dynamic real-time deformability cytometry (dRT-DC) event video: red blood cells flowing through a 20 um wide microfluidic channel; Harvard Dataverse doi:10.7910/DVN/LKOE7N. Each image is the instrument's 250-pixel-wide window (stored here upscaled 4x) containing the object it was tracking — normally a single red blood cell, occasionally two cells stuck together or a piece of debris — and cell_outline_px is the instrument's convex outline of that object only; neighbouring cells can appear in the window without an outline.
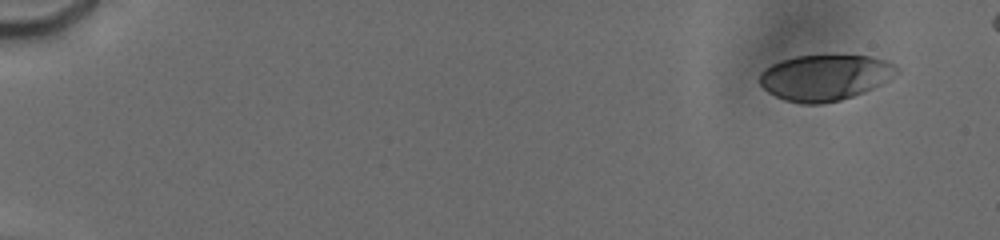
{"species": "human", "species_latin": "Homo sapiens", "temperature_condition": "cold", "stored_images_in_passage": 50, "segment_of_instrument_passage": [1, 2], "camera_frame_rate_fps": 3000, "um_per_image_px": 0.085, "donor": {"sex": "male"}, "frame": {"image": 1, "passage_image": 3, "time_ms": 1.0, "image_size_px": [1000, 240], "cell_outline_px": [[900, 72], [888, 80], [864, 92], [840, 100], [824, 104], [800, 104], [784, 100], [768, 92], [760, 84], [760, 72], [764, 68], [780, 60], [796, 56], [872, 56], [888, 60], [896, 64], [900, 68]], "centroid_in_image_um": [70.14, 6.59], "position_along_channel_um": 14.9, "area_um2": 36.88}}
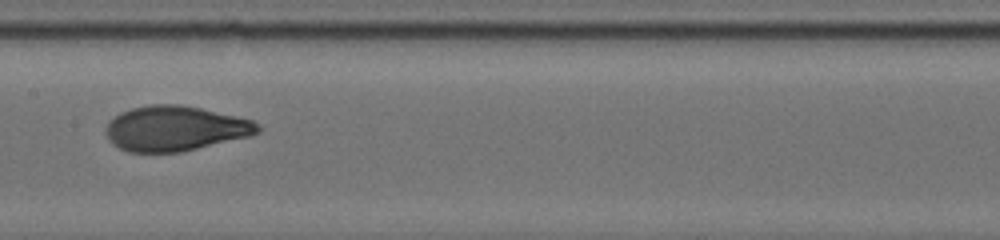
{"frame": {"image": 2, "passage_image": 30, "time_ms": 10.0, "image_size_px": [1000, 240], "cell_outline_px": [[260, 132], [248, 136], [184, 152], [128, 152], [120, 148], [108, 140], [104, 128], [108, 120], [120, 112], [132, 108], [152, 104], [180, 104], [200, 108], [236, 116], [252, 120], [260, 128]], "centroid_in_image_um": [14.84, 10.92], "position_along_channel_um": 192.6, "area_um2": 39.94}}
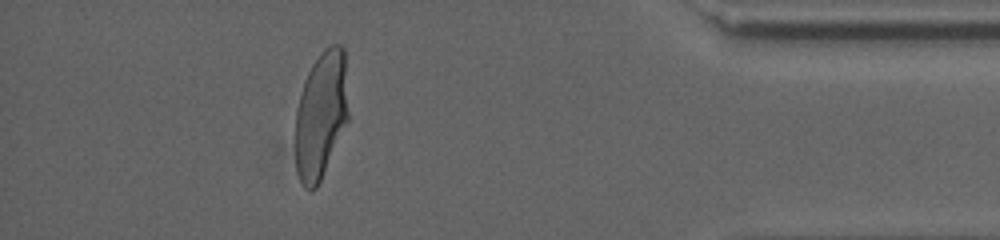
{"frame": {"image": 3, "passage_image": 46, "time_ms": 16.667, "image_size_px": [1000, 240], "cell_outline_px": [[348, 120], [320, 180], [316, 188], [312, 192], [304, 188], [296, 172], [296, 108], [304, 80], [312, 64], [320, 52], [324, 48], [332, 44], [340, 44], [344, 48], [348, 112]], "centroid_in_image_um": [27.27, 9.76], "position_along_channel_um": 407.9, "area_um2": 39.3}}